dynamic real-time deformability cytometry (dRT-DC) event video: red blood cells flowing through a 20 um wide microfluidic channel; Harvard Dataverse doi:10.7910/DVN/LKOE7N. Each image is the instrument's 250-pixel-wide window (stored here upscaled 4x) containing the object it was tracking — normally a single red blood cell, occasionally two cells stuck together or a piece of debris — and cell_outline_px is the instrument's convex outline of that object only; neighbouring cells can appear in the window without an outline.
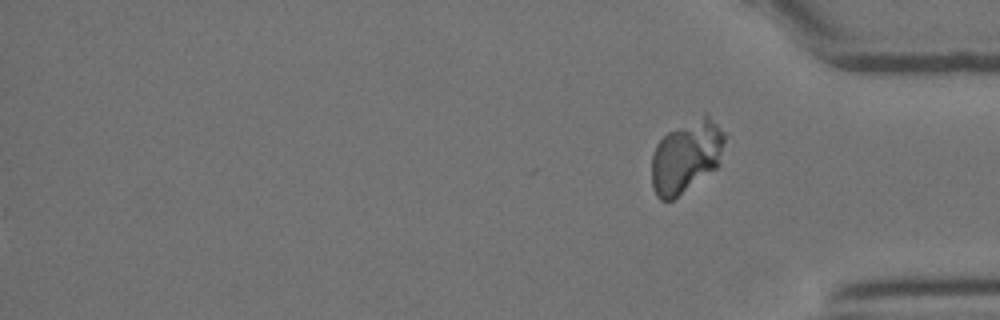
{"species": "Egyptian fruit bat (a non-hibernating species)", "species_latin": "Rousettus aegyptiacus", "temperature_condition": "room temperature", "stored_images_in_passage": 30, "segment_of_instrument_passage": [2, 2], "camera_frame_rate_fps": 3000, "um_per_image_px": 0.085, "animal": {"sex": "female"}, "frame": {"image": 1, "passage_image": 30, "time_ms": 9.667, "image_size_px": [1000, 320], "cell_outline_px": [[724, 140], [720, 164], [716, 168], [672, 200], [660, 200], [656, 196], [652, 188], [652, 152], [656, 144], [668, 132], [704, 112], [708, 112], [724, 132]], "centroid_in_image_um": [58.33, 13.27], "position_along_channel_um": 376.9, "area_um2": 30.98}}